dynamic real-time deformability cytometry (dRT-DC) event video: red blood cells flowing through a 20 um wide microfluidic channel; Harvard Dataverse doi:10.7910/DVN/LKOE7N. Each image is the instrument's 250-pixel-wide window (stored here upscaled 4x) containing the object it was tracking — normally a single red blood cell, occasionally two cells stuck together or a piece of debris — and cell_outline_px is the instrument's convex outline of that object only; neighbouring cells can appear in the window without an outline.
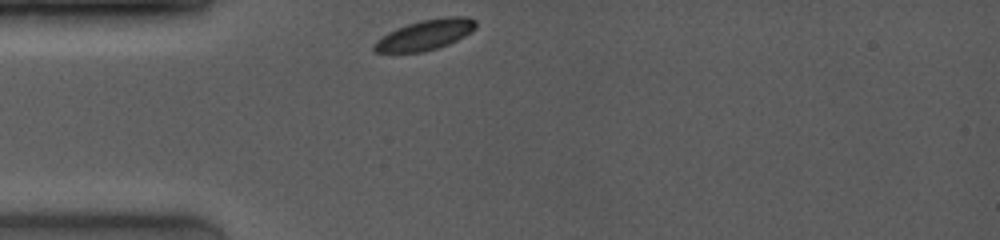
{"species": "common noctule bat (a hibernating species)", "species_latin": "Nyctalus noctula", "temperature_condition": "room temperature", "stored_images_in_passage": 23, "camera_frame_rate_fps": 4000, "um_per_image_px": 0.085, "animal": {"sex": "female", "body_mass_g": 19.0, "forearm_length_mm": 53.3}, "frame": {"image": 1, "passage_image": 1, "time_ms": 0.0, "image_size_px": [1000, 240], "cell_outline_px": [[476, 28], [464, 36], [448, 44], [424, 52], [376, 52], [372, 48], [372, 44], [376, 40], [388, 32], [396, 28], [420, 20], [448, 16], [468, 16], [476, 20]], "centroid_in_image_um": [36.13, 2.95], "position_along_channel_um": 48.9, "area_um2": 17.98}}
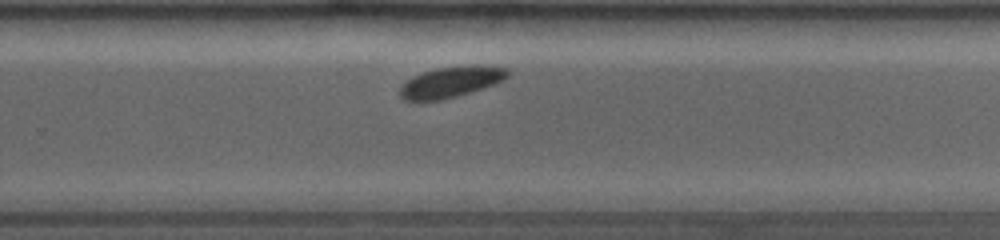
{"frame": {"image": 2, "passage_image": 16, "time_ms": 6.5, "image_size_px": [1000, 240], "cell_outline_px": [[508, 76], [492, 84], [456, 96], [440, 100], [404, 100], [400, 96], [400, 88], [412, 76], [436, 68], [508, 68]], "centroid_in_image_um": [38.2, 7.02], "position_along_channel_um": 291.6, "area_um2": 17.86}}
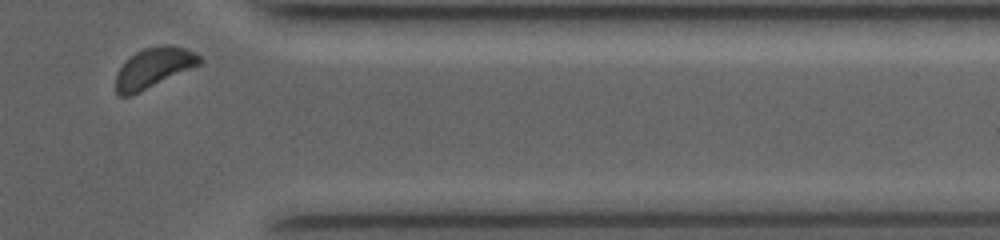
{"frame": {"image": 3, "passage_image": 23, "time_ms": 9.25, "image_size_px": [1000, 240], "cell_outline_px": [[204, 60], [200, 64], [132, 96], [120, 96], [116, 92], [116, 72], [136, 52], [144, 48], [184, 48], [200, 56]], "centroid_in_image_um": [13.02, 5.83], "position_along_channel_um": 398.4, "area_um2": 18.73}, "authors_computed_cell_mechanics": {"area_um2": 19.4208, "velocity_mm_per_s": 3.9551, "shape_relaxation_time_tau1_ms": 0.5471, "shape_relaxation_time_tau2_ms": null, "deformation_change_tau1": 0.0477, "deformation_change_tau2": null}}